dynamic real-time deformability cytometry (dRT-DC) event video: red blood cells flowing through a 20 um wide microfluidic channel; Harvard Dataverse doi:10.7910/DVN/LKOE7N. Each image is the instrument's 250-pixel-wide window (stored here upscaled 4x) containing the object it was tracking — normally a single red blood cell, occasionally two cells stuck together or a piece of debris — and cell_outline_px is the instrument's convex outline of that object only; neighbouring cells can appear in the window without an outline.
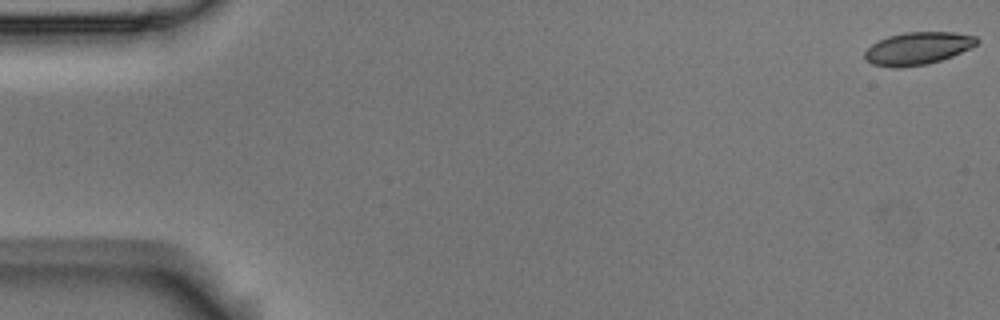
{"species": "Egyptian fruit bat (a non-hibernating species)", "species_latin": "Rousettus aegyptiacus", "temperature_condition": "room temperature", "stored_images_in_passage": 7, "camera_frame_rate_fps": 3000, "um_per_image_px": 0.085, "animal": {"sex": "male"}, "frame": {"image": 1, "passage_image": 1, "time_ms": 0.0, "image_size_px": [1000, 320], "cell_outline_px": [[980, 40], [976, 44], [952, 56], [928, 64], [900, 68], [892, 68], [872, 64], [864, 60], [864, 52], [872, 44], [888, 36], [904, 32], [952, 32], [976, 36]], "centroid_in_image_um": [77.97, 4.12], "position_along_channel_um": 7.0, "area_um2": 21.27}}
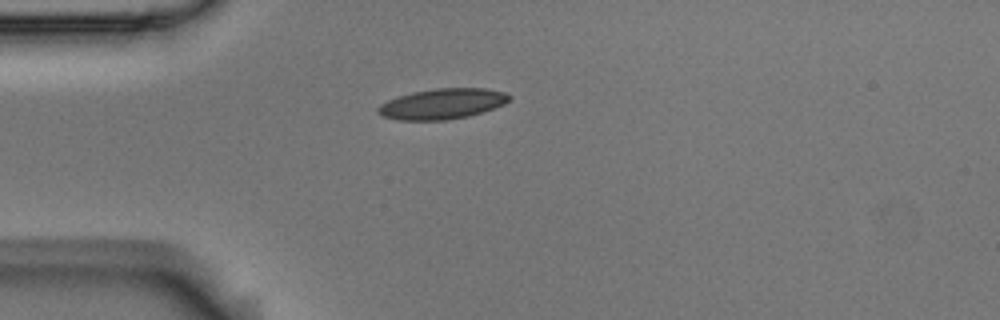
{"frame": {"image": 2, "passage_image": 5, "time_ms": 1.333, "image_size_px": [1000, 320], "cell_outline_px": [[512, 100], [504, 104], [468, 116], [444, 120], [400, 120], [380, 116], [376, 112], [376, 108], [380, 104], [388, 100], [412, 92], [436, 88], [484, 88], [504, 92], [512, 96]], "centroid_in_image_um": [37.57, 8.82], "position_along_channel_um": 47.4, "area_um2": 23.29}}
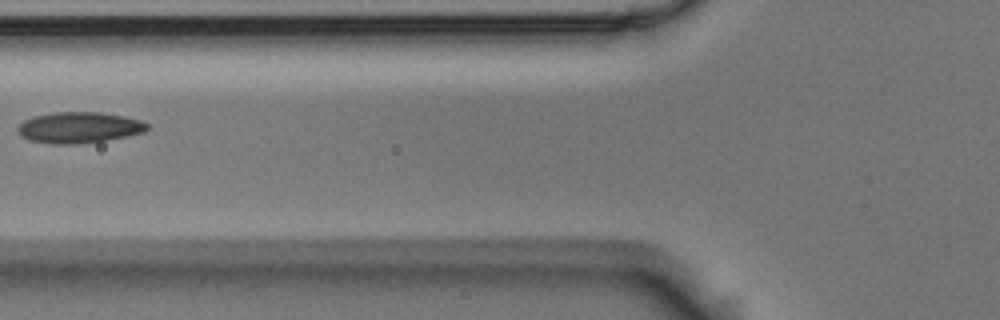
{"frame": {"image": 3, "passage_image": 7, "time_ms": 2.0, "image_size_px": [1000, 320], "cell_outline_px": [[148, 128], [144, 132], [128, 136], [104, 140], [76, 144], [52, 144], [28, 140], [20, 136], [16, 128], [24, 120], [32, 116], [52, 112], [100, 112], [124, 116], [140, 120], [148, 124]], "centroid_in_image_um": [6.68, 10.83], "position_along_channel_um": 119.1, "area_um2": 23.52}}